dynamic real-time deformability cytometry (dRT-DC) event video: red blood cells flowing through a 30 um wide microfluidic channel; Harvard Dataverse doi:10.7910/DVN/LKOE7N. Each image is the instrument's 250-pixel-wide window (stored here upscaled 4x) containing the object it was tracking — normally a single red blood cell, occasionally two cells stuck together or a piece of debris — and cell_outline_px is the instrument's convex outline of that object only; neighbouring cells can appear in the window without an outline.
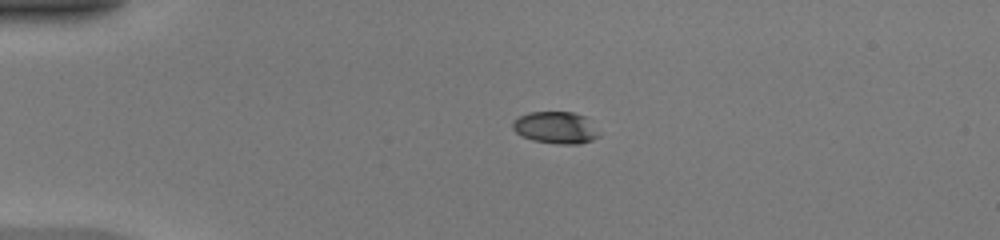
{"species": "common noctule bat (a hibernating species)", "species_latin": "Nyctalus noctula", "temperature_condition": "warm", "stored_images_in_passage": 39, "camera_frame_rate_fps": 3000, "um_per_image_px": 0.085, "animal": {"sex": "female", "body_mass_g": 20.0, "forearm_length_mm": 54.0}, "frame": {"image": 1, "passage_image": 1, "time_ms": 0.0, "image_size_px": [1000, 240], "cell_outline_px": [[600, 136], [592, 140], [580, 144], [560, 144], [532, 140], [520, 136], [512, 128], [512, 124], [520, 116], [528, 112], [572, 112], [584, 116]], "centroid_in_image_um": [47.19, 10.86], "position_along_channel_um": 37.8, "area_um2": 15.84}}
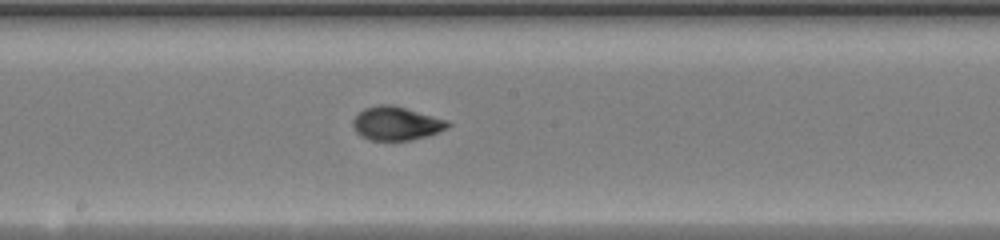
{"frame": {"image": 2, "passage_image": 17, "time_ms": 5.333, "image_size_px": [1000, 240], "cell_outline_px": [[452, 124], [448, 128], [428, 136], [412, 140], [368, 140], [360, 136], [356, 132], [352, 124], [352, 120], [364, 108], [380, 104], [388, 104], [404, 108], [448, 120]], "centroid_in_image_um": [33.68, 10.51], "position_along_channel_um": 214.5, "area_um2": 18.55}}
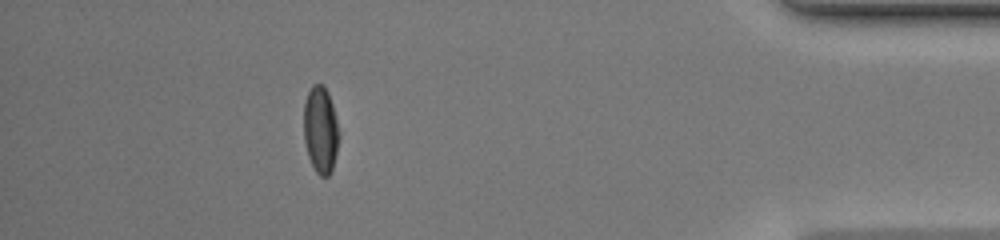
{"frame": {"image": 3, "passage_image": 34, "time_ms": 11.0, "image_size_px": [1000, 240], "cell_outline_px": [[340, 136], [332, 172], [328, 176], [320, 176], [316, 172], [308, 156], [304, 140], [304, 100], [312, 84], [324, 84], [328, 92], [332, 104]], "centroid_in_image_um": [27.25, 11.03], "position_along_channel_um": 408.0, "area_um2": 17.98}, "authors_computed_cell_mechanics": {"area_um2": 18.207, "velocity_mm_per_s": 4.2161, "shape_relaxation_time_tau1_ms": 4.2948, "shape_relaxation_time_tau2_ms": 0.7887, "deformation_change_tau1": 0.1936, "deformation_change_tau2": 0.0445}}